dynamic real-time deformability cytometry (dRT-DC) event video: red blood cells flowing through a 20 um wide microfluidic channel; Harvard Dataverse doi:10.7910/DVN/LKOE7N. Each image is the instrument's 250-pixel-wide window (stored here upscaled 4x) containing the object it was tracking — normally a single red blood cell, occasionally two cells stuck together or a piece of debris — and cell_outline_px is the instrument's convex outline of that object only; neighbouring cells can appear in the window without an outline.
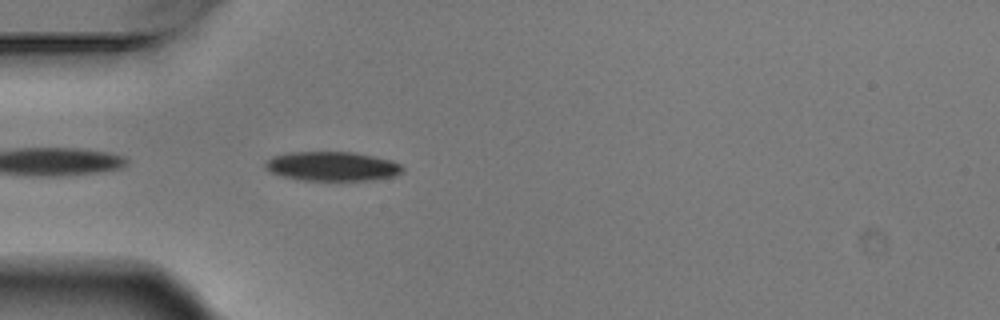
{"species": "Egyptian fruit bat (a non-hibernating species)", "species_latin": "Rousettus aegyptiacus", "temperature_condition": "warm", "stored_images_in_passage": 3, "camera_frame_rate_fps": 3000, "um_per_image_px": 0.085, "animal": {"sex": "male"}, "frame": {"image": 1, "passage_image": 3, "time_ms": 0.667, "image_size_px": [1000, 320], "cell_outline_px": [[404, 168], [400, 172], [392, 176], [368, 180], [304, 180], [284, 176], [268, 172], [264, 168], [264, 164], [272, 156], [288, 152], [356, 152], [392, 160], [400, 164]], "centroid_in_image_um": [28.2, 14.12], "position_along_channel_um": 56.8, "area_um2": 23.35}}